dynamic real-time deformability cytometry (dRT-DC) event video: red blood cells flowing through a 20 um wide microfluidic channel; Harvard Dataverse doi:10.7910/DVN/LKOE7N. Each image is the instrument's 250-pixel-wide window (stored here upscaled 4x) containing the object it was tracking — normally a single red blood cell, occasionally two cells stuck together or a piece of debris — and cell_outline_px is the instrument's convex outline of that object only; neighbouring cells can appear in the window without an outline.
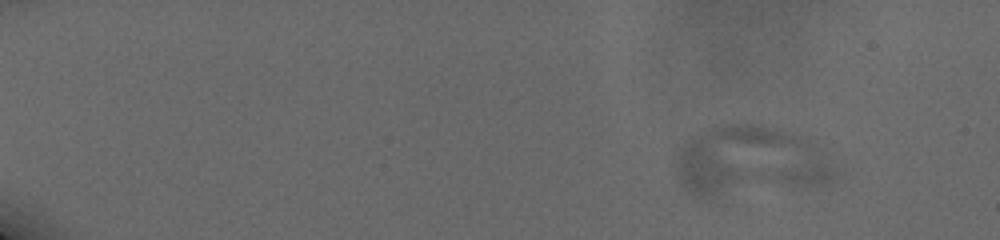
{"species": "human", "species_latin": "Homo sapiens", "temperature_condition": "cold", "stored_images_in_passage": 22, "camera_frame_rate_fps": 3000, "um_per_image_px": 0.085, "donor": {"sex": "male"}, "frame": {"image": 1, "passage_image": 6, "time_ms": 2.333, "image_size_px": [1000, 240], "cell_outline_px": [[836, 176], [832, 180], [824, 184], [712, 200], [700, 200], [688, 196], [680, 184], [676, 168], [676, 156], [680, 148], [692, 136], [712, 128], [724, 124], [752, 124], [796, 136], [808, 140], [816, 144], [828, 152], [832, 156], [836, 172]], "centroid_in_image_um": [63.71, 13.81], "position_along_channel_um": 21.3, "area_um2": 66.3}}
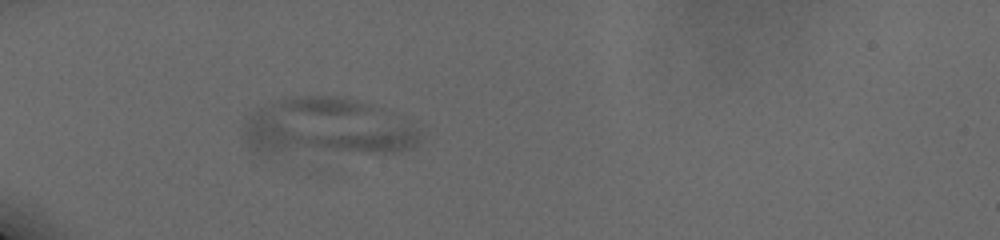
{"frame": {"image": 2, "passage_image": 21, "time_ms": 7.0, "image_size_px": [1000, 240], "cell_outline_px": [[420, 140], [412, 148], [396, 152], [264, 156], [248, 148], [240, 136], [244, 124], [248, 116], [252, 112], [260, 108], [280, 100], [296, 96], [344, 96], [372, 104], [416, 120], [420, 132]], "centroid_in_image_um": [27.82, 10.86], "position_along_channel_um": 57.2, "area_um2": 62.31}}